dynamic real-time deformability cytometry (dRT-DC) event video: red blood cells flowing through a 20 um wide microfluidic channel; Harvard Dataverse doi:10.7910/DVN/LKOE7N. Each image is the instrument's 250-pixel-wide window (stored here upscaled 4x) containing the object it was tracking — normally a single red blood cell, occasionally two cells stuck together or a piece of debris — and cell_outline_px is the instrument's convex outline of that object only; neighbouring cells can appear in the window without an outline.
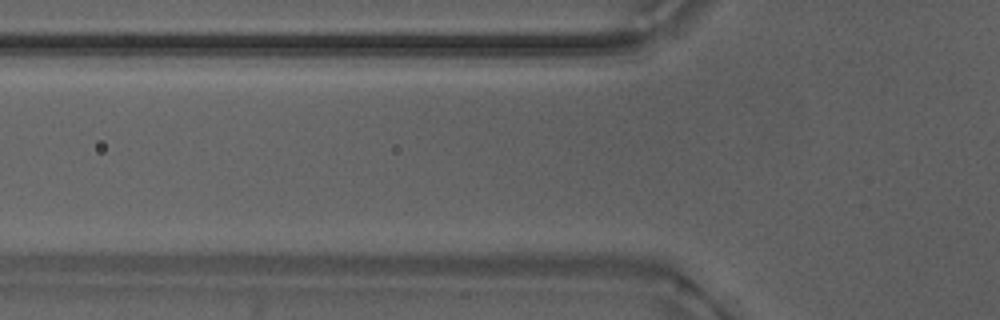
{"species": "Egyptian fruit bat (a non-hibernating species)", "species_latin": "Rousettus aegyptiacus", "temperature_condition": "warm", "stored_images_in_passage": 10, "camera_frame_rate_fps": 3000, "um_per_image_px": 0.085, "animal": {"sex": "male"}, "frame": {"image": 1, "passage_image": 10, "time_ms": 3.0, "image_size_px": [1000, 320], "cell_outline_px": [[648, 264], [548, 264], [500, 260], [508, 252], [636, 252], [644, 256], [648, 260]], "centroid_in_image_um": [49.06, 21.92], "position_along_channel_um": 76.7, "area_um2": 11.62}}